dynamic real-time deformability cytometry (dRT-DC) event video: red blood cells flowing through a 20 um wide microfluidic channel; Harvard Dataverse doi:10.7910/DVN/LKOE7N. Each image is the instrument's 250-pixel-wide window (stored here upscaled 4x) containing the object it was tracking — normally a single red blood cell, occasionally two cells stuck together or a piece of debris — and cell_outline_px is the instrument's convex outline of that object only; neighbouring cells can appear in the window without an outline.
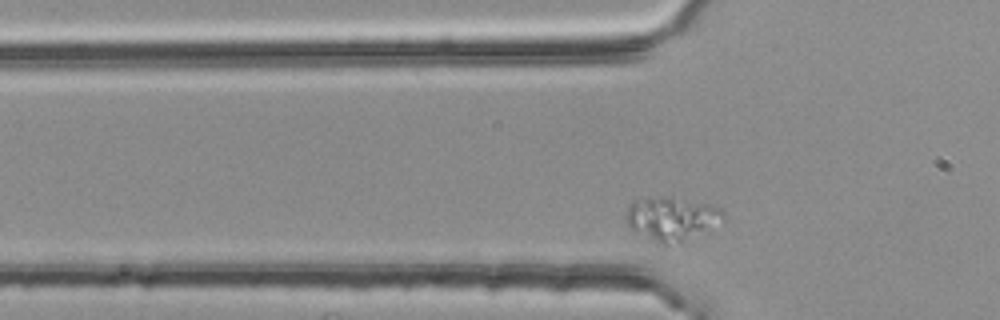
{"species": "common noctule bat (a hibernating species)", "species_latin": "Nyctalus noctula", "temperature_condition": "room temperature", "stored_images_in_passage": 33, "camera_frame_rate_fps": 3000, "um_per_image_px": 0.085, "animal": {"sex": "female", "body_mass_g": 25.1}, "frame": {"image": 1, "passage_image": 4, "time_ms": 1.0, "image_size_px": [1000, 320], "cell_outline_px": [[724, 216], [680, 240], [668, 244], [660, 244], [628, 228], [628, 204], [632, 200], [644, 196], [672, 196], [720, 208], [724, 212]], "centroid_in_image_um": [56.9, 18.5], "position_along_channel_um": 68.9, "area_um2": 23.35}}
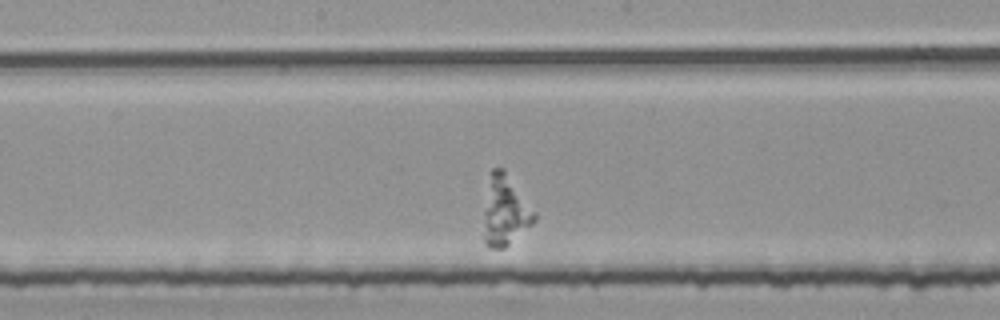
{"frame": {"image": 2, "passage_image": 16, "time_ms": 5.0, "image_size_px": [1000, 320], "cell_outline_px": [[536, 220], [532, 224], [504, 248], [488, 248], [484, 244], [484, 212], [492, 168], [504, 168], [536, 212]], "centroid_in_image_um": [42.95, 17.93], "position_along_channel_um": 205.2, "area_um2": 20.46}}
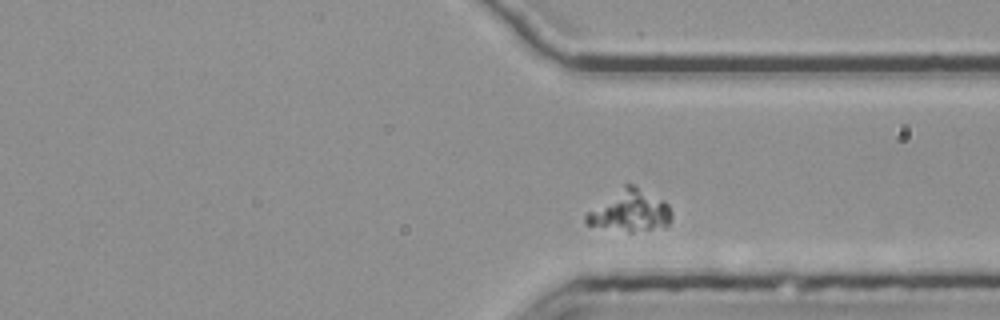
{"frame": {"image": 3, "passage_image": 29, "time_ms": 9.333, "image_size_px": [1000, 320], "cell_outline_px": [[672, 216], [668, 224], [664, 228], [632, 232], [628, 232], [588, 224], [584, 220], [584, 216], [588, 212], [624, 184], [632, 184], [664, 200], [668, 204], [672, 212]], "centroid_in_image_um": [53.6, 17.93], "position_along_channel_um": 357.8, "area_um2": 20.52}}